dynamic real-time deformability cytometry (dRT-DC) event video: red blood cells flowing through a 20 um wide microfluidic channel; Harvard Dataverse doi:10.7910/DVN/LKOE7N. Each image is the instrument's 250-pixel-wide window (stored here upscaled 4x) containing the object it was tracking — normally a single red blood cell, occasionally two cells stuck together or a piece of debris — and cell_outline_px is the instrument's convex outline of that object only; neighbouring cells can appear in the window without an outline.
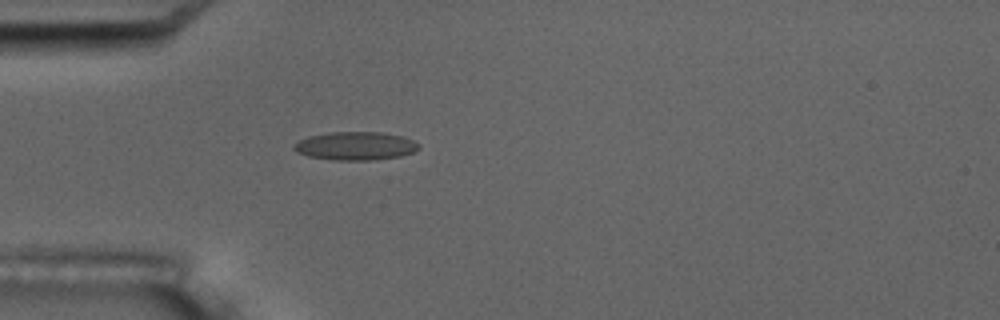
{"species": "common noctule bat (a hibernating species)", "species_latin": "Nyctalus noctula", "temperature_condition": "room temperature", "stored_images_in_passage": 2, "camera_frame_rate_fps": 3000, "um_per_image_px": 0.085, "animal": {"sex": "male", "body_mass_g": 17.5, "forearm_length_mm": 52.3}, "frame": {"image": 1, "passage_image": 2, "time_ms": 1.333, "image_size_px": [1000, 320], "cell_outline_px": [[420, 148], [412, 152], [400, 156], [376, 160], [336, 160], [308, 156], [296, 152], [292, 148], [292, 144], [308, 136], [328, 132], [380, 132], [404, 136], [420, 144]], "centroid_in_image_um": [30.2, 12.4], "position_along_channel_um": 54.8, "area_um2": 20.75}}